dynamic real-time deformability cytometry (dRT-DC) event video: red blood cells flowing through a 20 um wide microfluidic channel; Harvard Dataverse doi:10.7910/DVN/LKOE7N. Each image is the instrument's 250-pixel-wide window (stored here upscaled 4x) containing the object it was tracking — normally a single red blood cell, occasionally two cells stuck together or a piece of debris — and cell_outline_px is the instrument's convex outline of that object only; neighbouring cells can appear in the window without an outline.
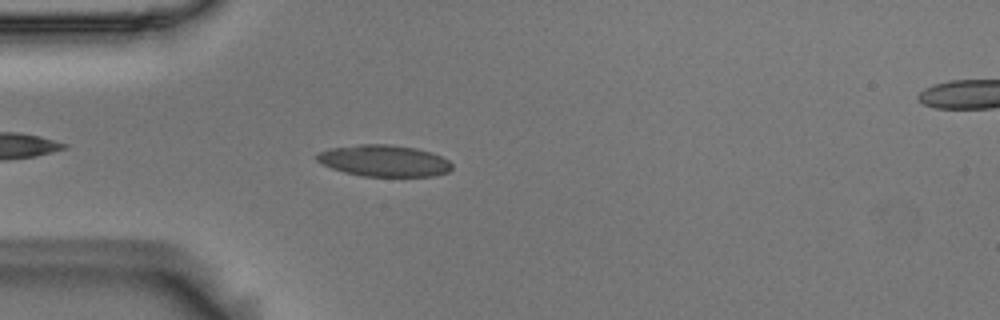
{"species": "Egyptian fruit bat (a non-hibernating species)", "species_latin": "Rousettus aegyptiacus", "temperature_condition": "room temperature", "stored_images_in_passage": 4, "camera_frame_rate_fps": 3000, "um_per_image_px": 0.085, "animal": {"sex": "male"}, "frame": {"image": 1, "passage_image": 4, "time_ms": 1.0, "image_size_px": [1000, 320], "cell_outline_px": [[452, 168], [448, 172], [436, 176], [364, 176], [344, 172], [332, 168], [316, 160], [316, 152], [328, 148], [360, 144], [388, 144], [416, 148], [432, 152], [448, 160], [452, 164]], "centroid_in_image_um": [32.64, 13.66], "position_along_channel_um": 52.4, "area_um2": 24.91}}